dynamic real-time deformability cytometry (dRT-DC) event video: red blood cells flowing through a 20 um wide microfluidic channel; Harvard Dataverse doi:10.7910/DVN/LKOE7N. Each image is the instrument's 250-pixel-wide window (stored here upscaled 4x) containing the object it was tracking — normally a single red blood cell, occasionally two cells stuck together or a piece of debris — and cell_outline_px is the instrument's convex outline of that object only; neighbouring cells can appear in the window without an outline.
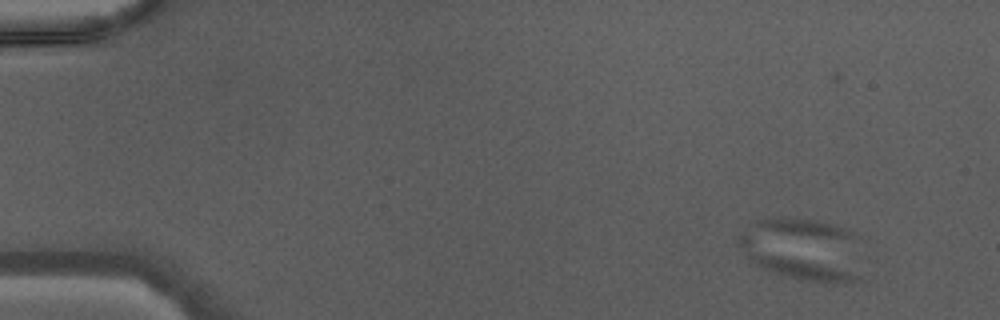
{"species": "Egyptian fruit bat (a non-hibernating species)", "species_latin": "Rousettus aegyptiacus", "temperature_condition": "warm", "stored_images_in_passage": 43, "segment_of_instrument_passage": [1, 3], "camera_frame_rate_fps": 3000, "um_per_image_px": 0.085, "animal": {"sex": "male"}, "frame": {"image": 1, "passage_image": 1, "time_ms": 0.0, "image_size_px": [1000, 320], "cell_outline_px": [[864, 280], [824, 284], [784, 276], [760, 268], [748, 256], [736, 240], [736, 236], [740, 232], [756, 220], [780, 216], [812, 220], [828, 224], [852, 232]], "centroid_in_image_um": [68.2, 21.22], "position_along_channel_um": 16.8, "area_um2": 45.32}}